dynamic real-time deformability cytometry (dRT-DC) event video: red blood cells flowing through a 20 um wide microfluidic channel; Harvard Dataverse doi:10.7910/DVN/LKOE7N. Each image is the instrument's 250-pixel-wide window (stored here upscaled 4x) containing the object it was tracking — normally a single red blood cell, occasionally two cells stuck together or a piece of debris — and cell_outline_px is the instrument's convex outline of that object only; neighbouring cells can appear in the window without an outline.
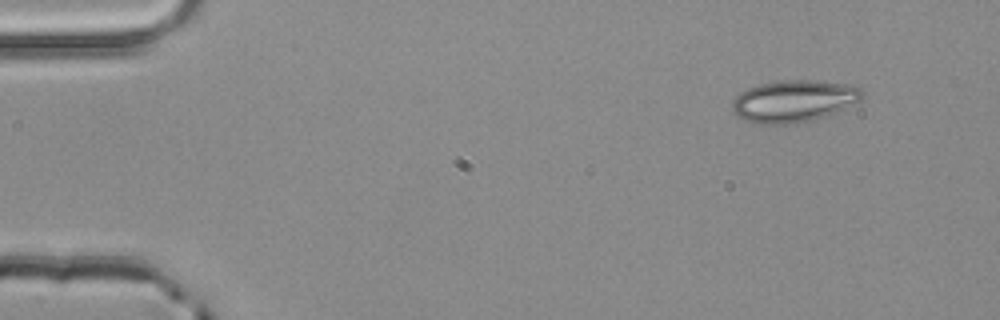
{"species": "common noctule bat (a hibernating species)", "species_latin": "Nyctalus noctula", "temperature_condition": "room temperature", "stored_images_in_passage": 3, "camera_frame_rate_fps": 3000, "um_per_image_px": 0.085, "animal": {"sex": "male", "body_mass_g": 20.4}, "frame": {"image": 1, "passage_image": 1, "time_ms": 0.0, "image_size_px": [1000, 320], "cell_outline_px": [[864, 96], [860, 100], [836, 112], [812, 120], [792, 124], [756, 124], [744, 120], [732, 112], [732, 104], [736, 96], [740, 92], [748, 88], [760, 84], [776, 80], [812, 80], [844, 84], [860, 88], [864, 92]], "centroid_in_image_um": [67.43, 8.6], "position_along_channel_um": 17.6, "area_um2": 31.79}}